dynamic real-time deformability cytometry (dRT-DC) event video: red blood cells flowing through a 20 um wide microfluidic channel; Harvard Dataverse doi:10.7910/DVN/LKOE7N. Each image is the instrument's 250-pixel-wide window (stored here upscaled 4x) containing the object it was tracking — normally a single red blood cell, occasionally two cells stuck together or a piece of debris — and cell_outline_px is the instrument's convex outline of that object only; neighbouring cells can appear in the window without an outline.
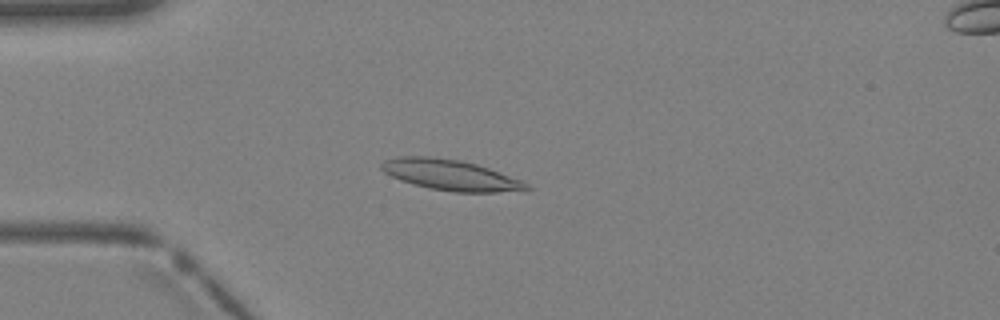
{"species": "Egyptian fruit bat (a non-hibernating species)", "species_latin": "Rousettus aegyptiacus", "temperature_condition": "warm", "stored_images_in_passage": 3, "camera_frame_rate_fps": 3000, "um_per_image_px": 0.085, "animal": {"sex": "female"}, "frame": {"image": 1, "passage_image": 3, "time_ms": 0.667, "image_size_px": [1000, 320], "cell_outline_px": [[532, 188], [528, 192], [452, 192], [428, 188], [412, 184], [400, 180], [384, 172], [380, 168], [380, 164], [384, 160], [400, 156], [428, 156], [460, 160], [476, 164], [488, 168], [520, 180], [528, 184]], "centroid_in_image_um": [38.32, 14.89], "position_along_channel_um": 46.7, "area_um2": 26.13}}